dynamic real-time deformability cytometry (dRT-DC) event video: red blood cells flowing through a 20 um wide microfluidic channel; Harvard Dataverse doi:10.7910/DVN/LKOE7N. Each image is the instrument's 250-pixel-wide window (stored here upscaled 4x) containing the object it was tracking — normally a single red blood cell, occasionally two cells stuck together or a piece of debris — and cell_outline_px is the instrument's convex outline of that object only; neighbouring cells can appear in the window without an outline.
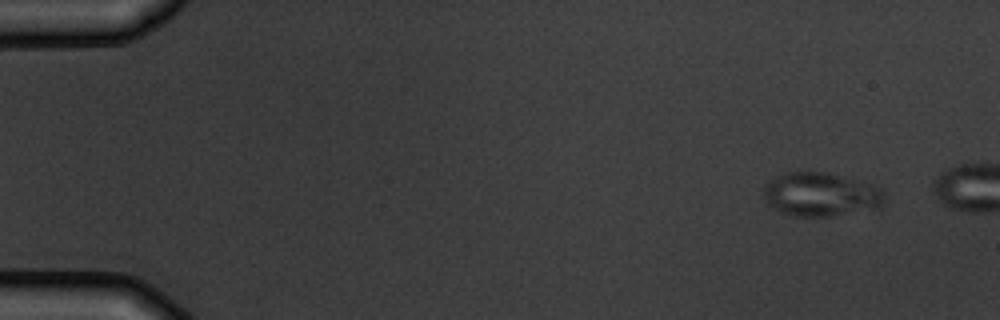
{"species": "common noctule bat (a hibernating species)", "species_latin": "Nyctalus noctula", "temperature_condition": "warm", "stored_images_in_passage": 3, "camera_frame_rate_fps": 3000, "um_per_image_px": 0.085, "animal": {"sex": "male", "body_mass_g": 19.5, "forearm_length_mm": 54.6}, "frame": {"image": 1, "passage_image": 1, "time_ms": 0.0, "image_size_px": [1000, 320], "cell_outline_px": [[884, 200], [880, 208], [832, 216], [792, 216], [768, 204], [764, 196], [764, 184], [768, 180], [776, 176], [788, 172], [828, 172], [868, 184], [880, 188], [884, 196]], "centroid_in_image_um": [69.75, 16.53], "position_along_channel_um": 15.2, "area_um2": 30.58}}